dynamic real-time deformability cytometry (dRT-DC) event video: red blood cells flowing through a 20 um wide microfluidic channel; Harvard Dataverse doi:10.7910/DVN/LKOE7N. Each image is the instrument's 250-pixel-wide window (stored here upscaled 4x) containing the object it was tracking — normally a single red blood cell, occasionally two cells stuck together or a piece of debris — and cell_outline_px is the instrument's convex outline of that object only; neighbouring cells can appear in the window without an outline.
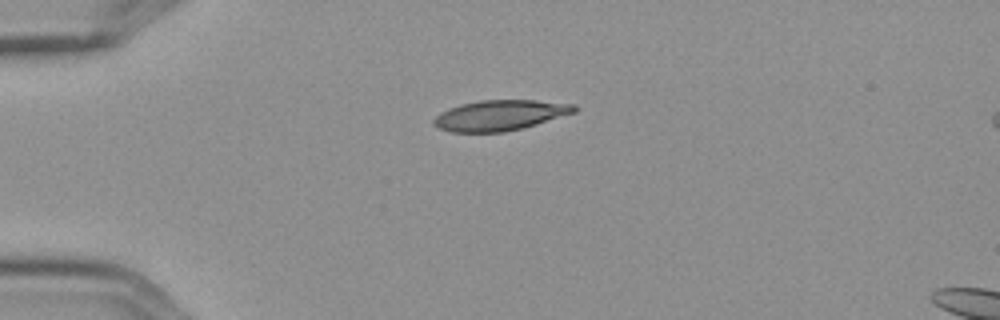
{"species": "Egyptian fruit bat (a non-hibernating species)", "species_latin": "Rousettus aegyptiacus", "temperature_condition": "cold", "stored_images_in_passage": 5, "camera_frame_rate_fps": 3000, "um_per_image_px": 0.085, "frame": {"image": 1, "passage_image": 1, "time_ms": 0.0, "image_size_px": [1000, 320], "cell_outline_px": [[580, 108], [576, 112], [536, 124], [504, 132], [452, 132], [440, 128], [432, 124], [432, 120], [440, 112], [448, 108], [460, 104], [480, 100], [536, 100], [576, 104]], "centroid_in_image_um": [42.51, 9.79], "position_along_channel_um": 42.5, "area_um2": 25.03}}
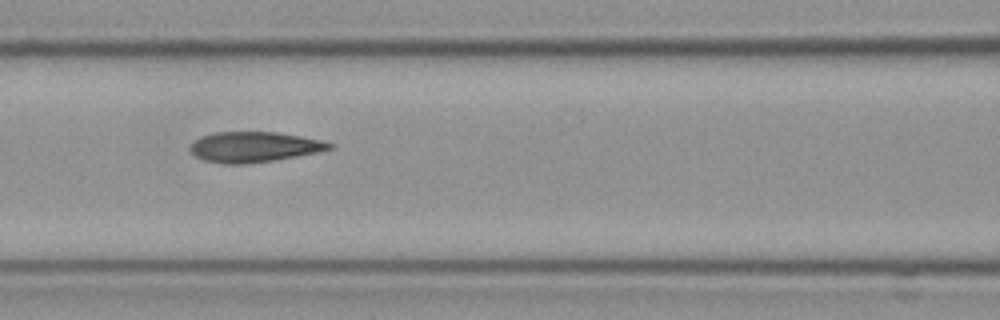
{"frame": {"image": 2, "passage_image": 4, "time_ms": 1.0, "image_size_px": [1000, 320], "cell_outline_px": [[336, 148], [296, 156], [272, 160], [244, 164], [224, 164], [204, 160], [196, 156], [188, 148], [200, 136], [216, 132], [276, 132], [300, 136], [320, 140], [336, 144]], "centroid_in_image_um": [21.61, 12.48], "position_along_channel_um": 145.0, "area_um2": 24.51}}
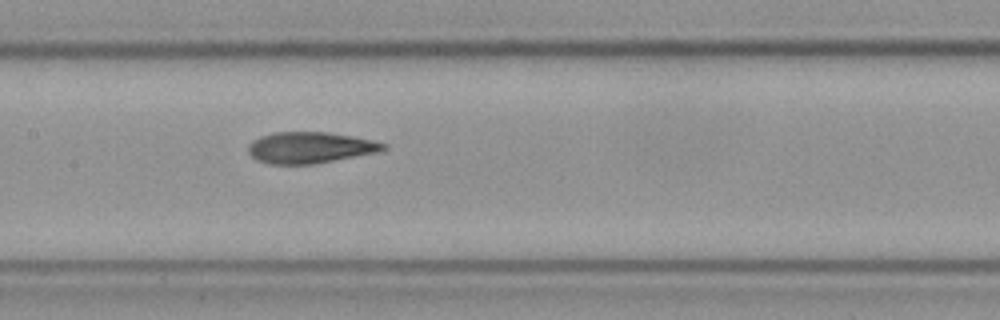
{"frame": {"image": 3, "passage_image": 5, "time_ms": 1.333, "image_size_px": [1000, 320], "cell_outline_px": [[388, 148], [376, 152], [312, 164], [272, 164], [256, 160], [248, 152], [248, 144], [252, 140], [260, 136], [272, 132], [328, 132], [372, 140], [388, 144]], "centroid_in_image_um": [26.31, 12.53], "position_along_channel_um": 181.1, "area_um2": 24.45}}